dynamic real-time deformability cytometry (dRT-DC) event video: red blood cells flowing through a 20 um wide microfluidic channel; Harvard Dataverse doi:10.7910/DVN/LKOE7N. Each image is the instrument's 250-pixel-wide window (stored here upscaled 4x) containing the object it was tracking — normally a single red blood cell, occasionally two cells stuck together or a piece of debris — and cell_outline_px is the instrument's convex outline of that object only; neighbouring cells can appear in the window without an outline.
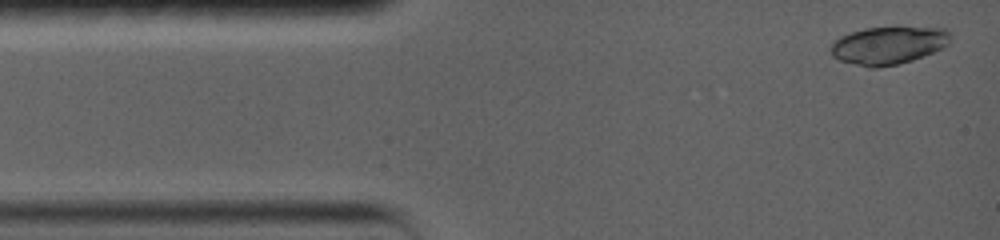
{"species": "common noctule bat (a hibernating species)", "species_latin": "Nyctalus noctula", "temperature_condition": "warm", "stored_images_in_passage": 20, "camera_frame_rate_fps": 5000, "um_per_image_px": 0.085, "animal": {"sex": "female", "body_mass_g": 19.0, "forearm_length_mm": 56.7}, "frame": {"image": 1, "passage_image": 3, "time_ms": 0.2, "image_size_px": [1000, 240], "cell_outline_px": [[948, 44], [944, 48], [924, 56], [912, 60], [896, 64], [876, 68], [868, 68], [840, 60], [832, 56], [832, 44], [840, 36], [864, 28], [896, 24], [944, 28], [948, 32]], "centroid_in_image_um": [75.55, 3.8], "position_along_channel_um": 9.5, "area_um2": 27.05}}
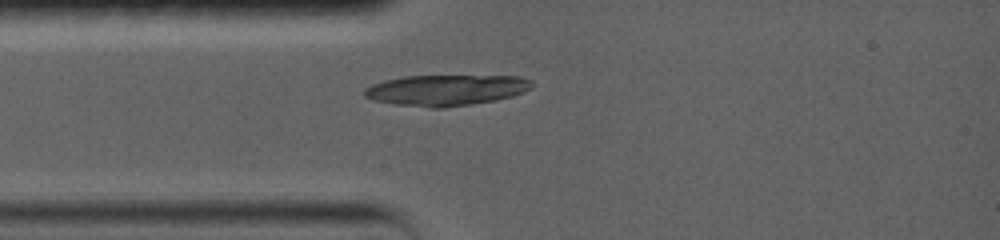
{"frame": {"image": 2, "passage_image": 20, "time_ms": 3.0, "image_size_px": [1000, 240], "cell_outline_px": [[532, 88], [524, 92], [512, 96], [496, 100], [444, 108], [432, 108], [396, 104], [372, 100], [364, 96], [364, 88], [372, 84], [384, 80], [404, 76], [520, 76], [532, 80]], "centroid_in_image_um": [37.91, 7.66], "position_along_channel_um": 47.1, "area_um2": 30.23}}